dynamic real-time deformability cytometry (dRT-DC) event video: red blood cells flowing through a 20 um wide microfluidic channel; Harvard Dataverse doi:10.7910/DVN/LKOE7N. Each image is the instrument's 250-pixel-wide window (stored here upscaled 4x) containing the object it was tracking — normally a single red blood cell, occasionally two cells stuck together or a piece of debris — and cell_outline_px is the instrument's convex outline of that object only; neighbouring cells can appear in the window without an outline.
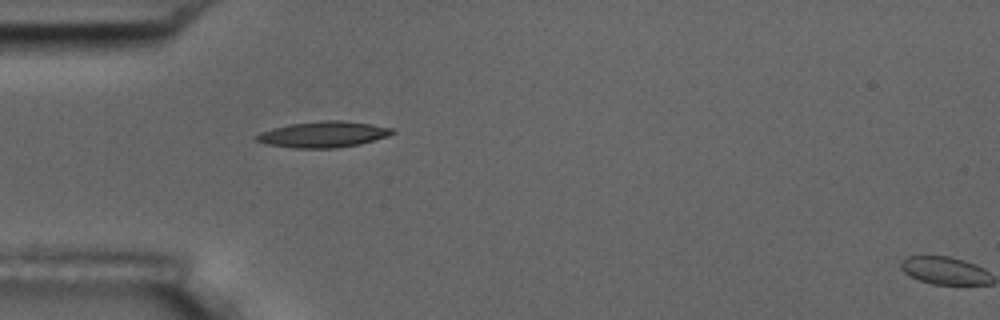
{"species": "common noctule bat (a hibernating species)", "species_latin": "Nyctalus noctula", "temperature_condition": "room temperature", "stored_images_in_passage": 2, "camera_frame_rate_fps": 3000, "um_per_image_px": 0.085, "animal": {"sex": "male", "body_mass_g": 17.5, "forearm_length_mm": 52.3}, "frame": {"image": 1, "passage_image": 1, "time_ms": 0.0, "image_size_px": [1000, 320], "cell_outline_px": [[396, 132], [388, 136], [360, 144], [336, 148], [292, 148], [264, 144], [256, 140], [252, 136], [260, 132], [272, 128], [288, 124], [324, 120], [340, 120], [372, 124], [392, 128]], "centroid_in_image_um": [27.43, 11.42], "position_along_channel_um": 57.6, "area_um2": 20.81}}